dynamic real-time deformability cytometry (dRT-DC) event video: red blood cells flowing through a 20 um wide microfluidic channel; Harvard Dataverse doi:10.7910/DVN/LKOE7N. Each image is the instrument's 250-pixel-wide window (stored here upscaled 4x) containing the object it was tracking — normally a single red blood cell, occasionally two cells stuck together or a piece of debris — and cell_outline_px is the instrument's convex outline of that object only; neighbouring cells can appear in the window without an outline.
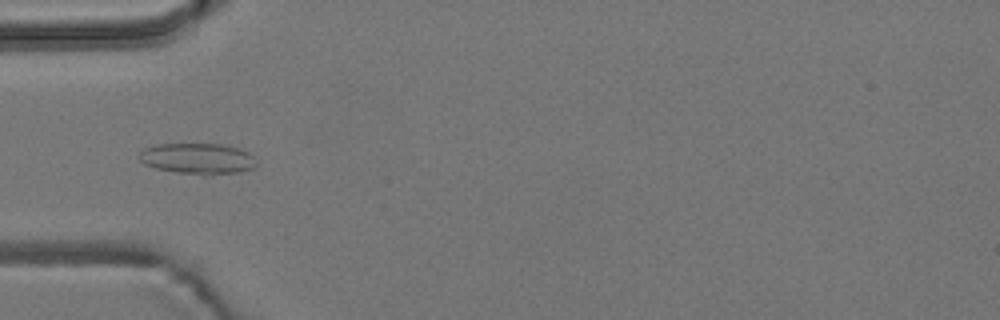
{"species": "common noctule bat (a hibernating species)", "species_latin": "Nyctalus noctula", "temperature_condition": "room temperature", "stored_images_in_passage": 39, "camera_frame_rate_fps": 3000, "um_per_image_px": 0.085, "animal": {"sex": "male", "body_mass_g": 19.2, "forearm_length_mm": 51.8}, "frame": {"image": 1, "passage_image": 1, "time_ms": 0.0, "image_size_px": [1000, 320], "cell_outline_px": [[256, 164], [252, 168], [240, 172], [212, 176], [204, 176], [156, 168], [144, 164], [136, 156], [144, 148], [156, 144], [220, 144], [240, 148], [248, 152], [252, 156]], "centroid_in_image_um": [16.79, 13.49], "position_along_channel_um": 68.2, "area_um2": 21.33}}
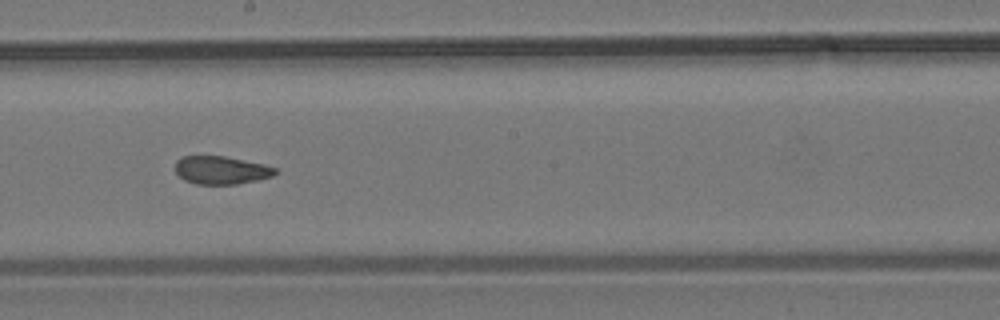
{"frame": {"image": 2, "passage_image": 14, "time_ms": 4.333, "image_size_px": [1000, 320], "cell_outline_px": [[280, 172], [272, 176], [256, 180], [236, 184], [196, 184], [184, 180], [176, 172], [176, 160], [184, 156], [224, 156], [264, 164], [276, 168]], "centroid_in_image_um": [18.82, 14.46], "position_along_channel_um": 229.4, "area_um2": 16.3}}
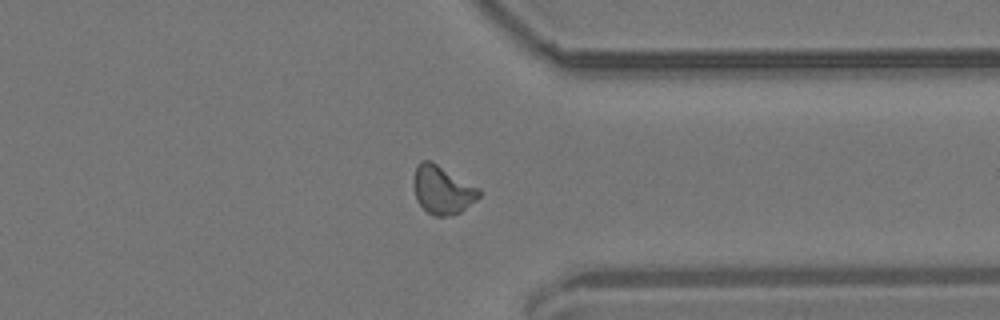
{"frame": {"image": 3, "passage_image": 26, "time_ms": 8.333, "image_size_px": [1000, 320], "cell_outline_px": [[480, 196], [476, 200], [460, 212], [444, 216], [436, 216], [428, 212], [416, 200], [412, 184], [412, 180], [416, 164], [420, 160], [432, 160], [480, 188]], "centroid_in_image_um": [37.57, 16.09], "position_along_channel_um": 373.8, "area_um2": 18.67}, "authors_computed_cell_mechanics": {"area_um2": 17.2822, "velocity_mm_per_s": 3.7069, "shape_relaxation_time_tau1_ms": null, "shape_relaxation_time_tau2_ms": 1.4494, "deformation_change_tau1": null, "deformation_change_tau2": 0.0751}}